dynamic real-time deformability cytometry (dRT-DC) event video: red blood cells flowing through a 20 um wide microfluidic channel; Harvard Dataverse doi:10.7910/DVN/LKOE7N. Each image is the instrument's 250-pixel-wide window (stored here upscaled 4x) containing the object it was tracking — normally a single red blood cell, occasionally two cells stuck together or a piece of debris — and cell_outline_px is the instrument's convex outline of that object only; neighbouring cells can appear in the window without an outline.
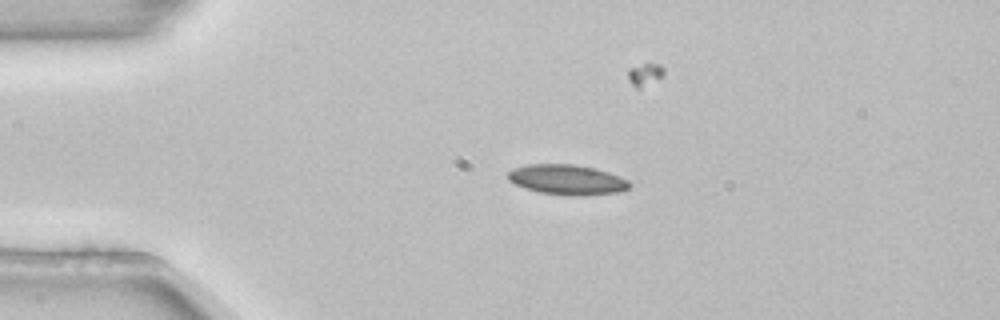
{"species": "common noctule bat (a hibernating species)", "species_latin": "Nyctalus noctula", "temperature_condition": "room temperature", "stored_images_in_passage": 4, "camera_frame_rate_fps": 3000, "um_per_image_px": 0.085, "animal": {"sex": "female", "body_mass_g": 22.7, "forearm_length_mm": 54.2}, "frame": {"image": 1, "passage_image": 3, "time_ms": 0.667, "image_size_px": [1000, 320], "cell_outline_px": [[632, 184], [628, 188], [620, 192], [584, 196], [572, 196], [540, 192], [524, 188], [508, 180], [508, 172], [512, 168], [528, 164], [572, 164], [592, 168], [608, 172], [620, 176], [628, 180]], "centroid_in_image_um": [48.21, 15.28], "position_along_channel_um": 36.8, "area_um2": 21.39}}